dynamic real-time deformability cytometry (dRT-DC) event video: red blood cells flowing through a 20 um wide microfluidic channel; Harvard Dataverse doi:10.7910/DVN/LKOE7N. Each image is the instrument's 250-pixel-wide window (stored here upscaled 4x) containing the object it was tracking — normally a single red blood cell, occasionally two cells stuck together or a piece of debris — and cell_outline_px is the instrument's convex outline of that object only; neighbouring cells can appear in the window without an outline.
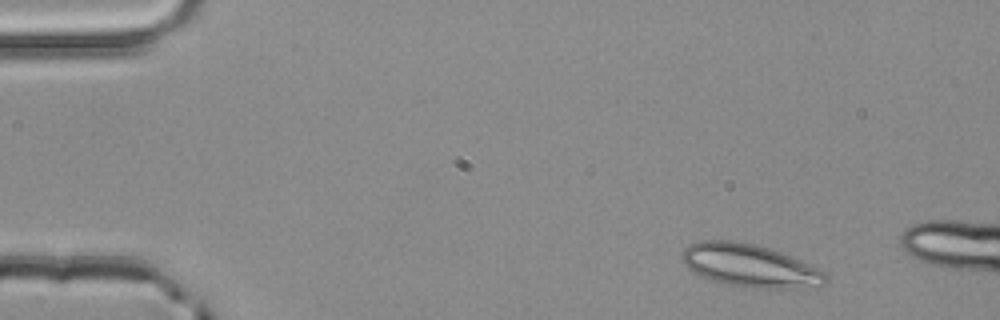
{"species": "common noctule bat (a hibernating species)", "species_latin": "Nyctalus noctula", "temperature_condition": "room temperature", "stored_images_in_passage": 3, "camera_frame_rate_fps": 3000, "um_per_image_px": 0.085, "animal": {"sex": "male", "body_mass_g": 20.4}, "frame": {"image": 1, "passage_image": 1, "time_ms": 0.0, "image_size_px": [1000, 320], "cell_outline_px": [[828, 280], [824, 284], [780, 288], [744, 288], [720, 284], [688, 268], [680, 260], [680, 252], [684, 248], [700, 240], [728, 240], [756, 244], [780, 252], [816, 268], [824, 272], [828, 276]], "centroid_in_image_um": [63.64, 22.57], "position_along_channel_um": 21.4, "area_um2": 35.55}}